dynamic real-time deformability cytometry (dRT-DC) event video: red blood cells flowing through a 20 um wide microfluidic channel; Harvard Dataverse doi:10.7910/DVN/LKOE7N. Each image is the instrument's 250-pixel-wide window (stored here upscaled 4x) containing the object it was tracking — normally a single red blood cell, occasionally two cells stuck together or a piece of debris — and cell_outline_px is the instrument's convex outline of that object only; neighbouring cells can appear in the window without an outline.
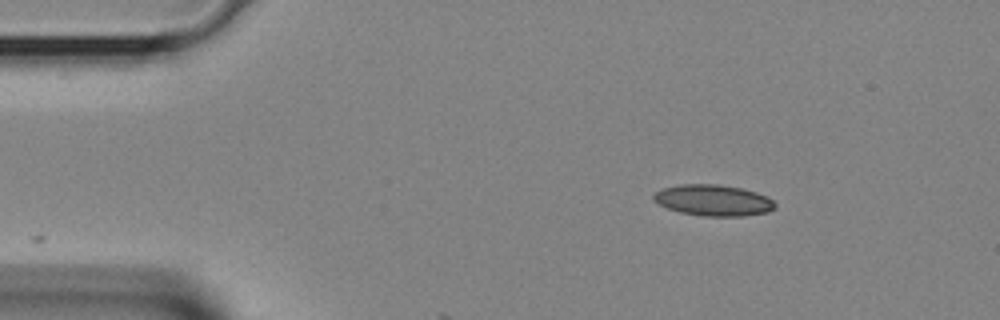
{"species": "Egyptian fruit bat (a non-hibernating species)", "species_latin": "Rousettus aegyptiacus", "temperature_condition": "room temperature", "stored_images_in_passage": 4, "camera_frame_rate_fps": 3000, "um_per_image_px": 0.085, "animal": {"sex": "female"}, "frame": {"image": 1, "passage_image": 1, "time_ms": 0.0, "image_size_px": [1000, 320], "cell_outline_px": [[776, 208], [768, 212], [744, 216], [704, 216], [680, 212], [668, 208], [652, 200], [652, 196], [660, 188], [680, 184], [720, 184], [740, 188], [756, 192], [768, 196], [776, 204]], "centroid_in_image_um": [60.63, 17.02], "position_along_channel_um": 24.4, "area_um2": 22.2}}